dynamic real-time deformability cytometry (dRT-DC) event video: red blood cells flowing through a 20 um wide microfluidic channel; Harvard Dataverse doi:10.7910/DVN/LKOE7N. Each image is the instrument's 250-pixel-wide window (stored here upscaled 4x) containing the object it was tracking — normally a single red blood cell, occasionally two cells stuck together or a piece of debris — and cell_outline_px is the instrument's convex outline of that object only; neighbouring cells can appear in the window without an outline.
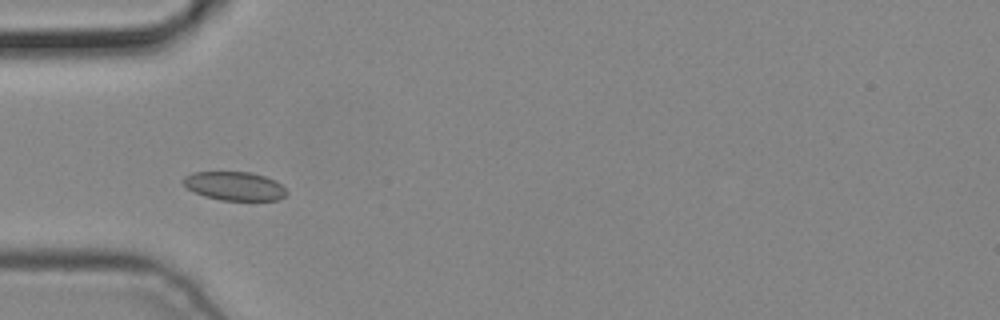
{"species": "common noctule bat (a hibernating species)", "species_latin": "Nyctalus noctula", "temperature_condition": "cold", "stored_images_in_passage": 3, "camera_frame_rate_fps": 3000, "um_per_image_px": 0.085, "animal": {"sex": "male", "body_mass_g": 19.2, "forearm_length_mm": 51.8}, "frame": {"image": 1, "passage_image": 3, "time_ms": 0.667, "image_size_px": [1000, 320], "cell_outline_px": [[288, 192], [284, 196], [276, 200], [220, 200], [204, 196], [188, 188], [184, 184], [184, 176], [192, 172], [252, 172], [276, 180]], "centroid_in_image_um": [19.95, 15.81], "position_along_channel_um": 65.1, "area_um2": 17.17}}